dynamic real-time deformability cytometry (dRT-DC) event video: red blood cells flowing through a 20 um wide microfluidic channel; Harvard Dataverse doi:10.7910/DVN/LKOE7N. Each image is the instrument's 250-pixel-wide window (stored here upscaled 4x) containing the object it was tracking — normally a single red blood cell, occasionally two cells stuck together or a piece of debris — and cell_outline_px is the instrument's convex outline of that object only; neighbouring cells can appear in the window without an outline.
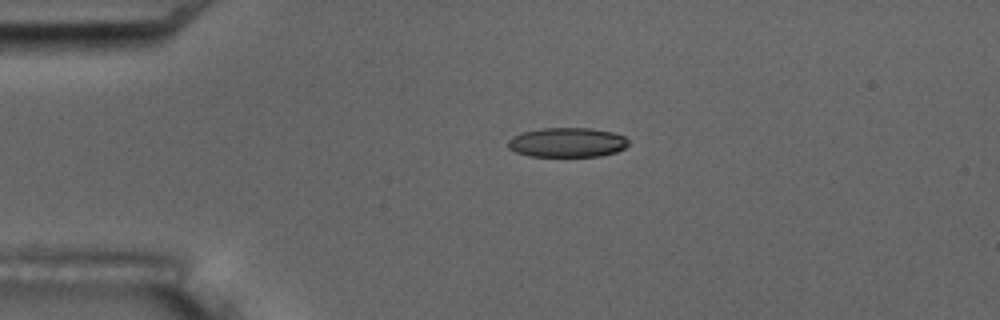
{"species": "common noctule bat (a hibernating species)", "species_latin": "Nyctalus noctula", "temperature_condition": "room temperature", "stored_images_in_passage": 4, "camera_frame_rate_fps": 3000, "um_per_image_px": 0.085, "animal": {"sex": "male", "body_mass_g": 17.5, "forearm_length_mm": 52.3}, "frame": {"image": 1, "passage_image": 3, "time_ms": 3.333, "image_size_px": [1000, 320], "cell_outline_px": [[628, 144], [624, 148], [616, 152], [600, 156], [528, 156], [516, 152], [508, 148], [508, 140], [512, 136], [524, 132], [540, 128], [588, 128], [612, 132], [624, 136], [628, 140]], "centroid_in_image_um": [48.2, 12.11], "position_along_channel_um": 36.8, "area_um2": 20.69}}